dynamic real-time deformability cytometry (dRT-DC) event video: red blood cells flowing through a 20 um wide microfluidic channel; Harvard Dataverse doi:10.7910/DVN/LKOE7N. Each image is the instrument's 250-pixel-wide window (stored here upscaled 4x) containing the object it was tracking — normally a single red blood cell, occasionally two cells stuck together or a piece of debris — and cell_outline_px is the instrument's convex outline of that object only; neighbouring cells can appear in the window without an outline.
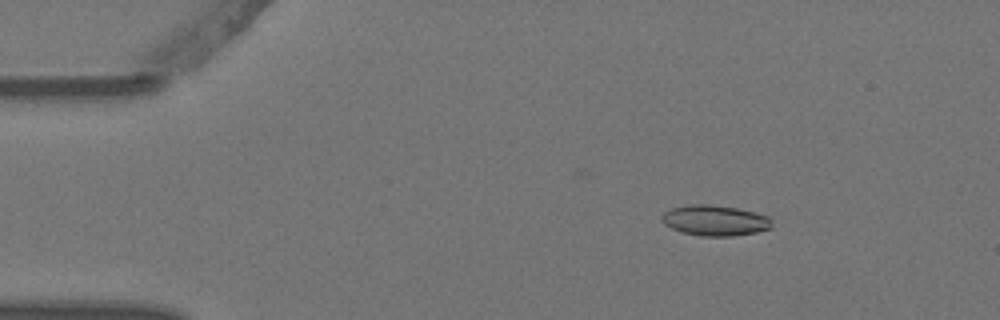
{"species": "Egyptian fruit bat (a non-hibernating species)", "species_latin": "Rousettus aegyptiacus", "temperature_condition": "warm", "stored_images_in_passage": 4, "camera_frame_rate_fps": 3000, "um_per_image_px": 0.085, "animal": {"sex": "female"}, "frame": {"image": 1, "passage_image": 2, "time_ms": 0.333, "image_size_px": [1000, 320], "cell_outline_px": [[772, 228], [756, 232], [732, 236], [700, 236], [680, 232], [664, 224], [660, 216], [664, 212], [672, 208], [688, 204], [708, 204], [736, 208], [768, 216], [772, 220]], "centroid_in_image_um": [60.75, 18.74], "position_along_channel_um": 24.3, "area_um2": 19.65}}